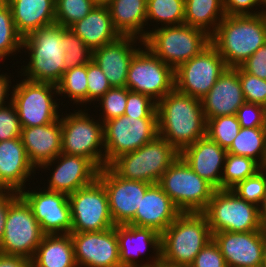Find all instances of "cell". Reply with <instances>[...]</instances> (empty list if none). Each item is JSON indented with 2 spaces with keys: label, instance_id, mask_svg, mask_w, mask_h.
<instances>
[{
  "label": "cell",
  "instance_id": "cell-40",
  "mask_svg": "<svg viewBox=\"0 0 266 267\" xmlns=\"http://www.w3.org/2000/svg\"><path fill=\"white\" fill-rule=\"evenodd\" d=\"M63 41L65 71L92 60L93 51L70 28L63 27Z\"/></svg>",
  "mask_w": 266,
  "mask_h": 267
},
{
  "label": "cell",
  "instance_id": "cell-32",
  "mask_svg": "<svg viewBox=\"0 0 266 267\" xmlns=\"http://www.w3.org/2000/svg\"><path fill=\"white\" fill-rule=\"evenodd\" d=\"M225 16L223 0H185L184 24L202 29L210 36Z\"/></svg>",
  "mask_w": 266,
  "mask_h": 267
},
{
  "label": "cell",
  "instance_id": "cell-35",
  "mask_svg": "<svg viewBox=\"0 0 266 267\" xmlns=\"http://www.w3.org/2000/svg\"><path fill=\"white\" fill-rule=\"evenodd\" d=\"M261 168L262 167L251 158L227 153L221 177V189H232L239 182L254 175Z\"/></svg>",
  "mask_w": 266,
  "mask_h": 267
},
{
  "label": "cell",
  "instance_id": "cell-22",
  "mask_svg": "<svg viewBox=\"0 0 266 267\" xmlns=\"http://www.w3.org/2000/svg\"><path fill=\"white\" fill-rule=\"evenodd\" d=\"M115 230L119 243L120 267L148 265L161 261L160 233L152 228L137 227L130 224L115 225ZM148 247L154 251L155 256L149 257L147 262L137 260L145 253L144 251L148 250ZM137 261L140 263L138 264Z\"/></svg>",
  "mask_w": 266,
  "mask_h": 267
},
{
  "label": "cell",
  "instance_id": "cell-7",
  "mask_svg": "<svg viewBox=\"0 0 266 267\" xmlns=\"http://www.w3.org/2000/svg\"><path fill=\"white\" fill-rule=\"evenodd\" d=\"M60 115L62 129L61 153L90 159L99 169L105 167L103 123L78 109ZM92 116V117H91Z\"/></svg>",
  "mask_w": 266,
  "mask_h": 267
},
{
  "label": "cell",
  "instance_id": "cell-45",
  "mask_svg": "<svg viewBox=\"0 0 266 267\" xmlns=\"http://www.w3.org/2000/svg\"><path fill=\"white\" fill-rule=\"evenodd\" d=\"M124 116L157 118L156 102L147 95L129 91Z\"/></svg>",
  "mask_w": 266,
  "mask_h": 267
},
{
  "label": "cell",
  "instance_id": "cell-3",
  "mask_svg": "<svg viewBox=\"0 0 266 267\" xmlns=\"http://www.w3.org/2000/svg\"><path fill=\"white\" fill-rule=\"evenodd\" d=\"M63 26L53 23L23 37L22 51L28 53V64L19 73L32 82L57 85L65 72ZM26 49V50H25Z\"/></svg>",
  "mask_w": 266,
  "mask_h": 267
},
{
  "label": "cell",
  "instance_id": "cell-34",
  "mask_svg": "<svg viewBox=\"0 0 266 267\" xmlns=\"http://www.w3.org/2000/svg\"><path fill=\"white\" fill-rule=\"evenodd\" d=\"M184 16L185 0H147V27L148 21L161 23L160 27L182 25Z\"/></svg>",
  "mask_w": 266,
  "mask_h": 267
},
{
  "label": "cell",
  "instance_id": "cell-59",
  "mask_svg": "<svg viewBox=\"0 0 266 267\" xmlns=\"http://www.w3.org/2000/svg\"><path fill=\"white\" fill-rule=\"evenodd\" d=\"M264 7L265 8H263L264 9V12L263 13L266 15V0H264Z\"/></svg>",
  "mask_w": 266,
  "mask_h": 267
},
{
  "label": "cell",
  "instance_id": "cell-49",
  "mask_svg": "<svg viewBox=\"0 0 266 267\" xmlns=\"http://www.w3.org/2000/svg\"><path fill=\"white\" fill-rule=\"evenodd\" d=\"M223 7H224L225 14L228 16L258 15L264 12V9H263L264 1L263 0H223ZM257 7L260 9H258Z\"/></svg>",
  "mask_w": 266,
  "mask_h": 267
},
{
  "label": "cell",
  "instance_id": "cell-33",
  "mask_svg": "<svg viewBox=\"0 0 266 267\" xmlns=\"http://www.w3.org/2000/svg\"><path fill=\"white\" fill-rule=\"evenodd\" d=\"M227 153L245 156L266 167V131L264 127L242 128Z\"/></svg>",
  "mask_w": 266,
  "mask_h": 267
},
{
  "label": "cell",
  "instance_id": "cell-17",
  "mask_svg": "<svg viewBox=\"0 0 266 267\" xmlns=\"http://www.w3.org/2000/svg\"><path fill=\"white\" fill-rule=\"evenodd\" d=\"M98 180L106 189L114 224H128L134 218L141 200L151 184L144 181L123 179L109 166L100 169Z\"/></svg>",
  "mask_w": 266,
  "mask_h": 267
},
{
  "label": "cell",
  "instance_id": "cell-36",
  "mask_svg": "<svg viewBox=\"0 0 266 267\" xmlns=\"http://www.w3.org/2000/svg\"><path fill=\"white\" fill-rule=\"evenodd\" d=\"M87 64L75 66L64 72L57 84L58 96L67 95L69 100L80 105H87ZM85 103V104H84Z\"/></svg>",
  "mask_w": 266,
  "mask_h": 267
},
{
  "label": "cell",
  "instance_id": "cell-44",
  "mask_svg": "<svg viewBox=\"0 0 266 267\" xmlns=\"http://www.w3.org/2000/svg\"><path fill=\"white\" fill-rule=\"evenodd\" d=\"M87 104L97 103L111 85L98 64L91 60L87 63Z\"/></svg>",
  "mask_w": 266,
  "mask_h": 267
},
{
  "label": "cell",
  "instance_id": "cell-27",
  "mask_svg": "<svg viewBox=\"0 0 266 267\" xmlns=\"http://www.w3.org/2000/svg\"><path fill=\"white\" fill-rule=\"evenodd\" d=\"M20 138L31 164L39 169L61 153V120L59 118L42 126L24 127Z\"/></svg>",
  "mask_w": 266,
  "mask_h": 267
},
{
  "label": "cell",
  "instance_id": "cell-4",
  "mask_svg": "<svg viewBox=\"0 0 266 267\" xmlns=\"http://www.w3.org/2000/svg\"><path fill=\"white\" fill-rule=\"evenodd\" d=\"M210 240L212 232L203 213H181L161 234V261L167 267H189Z\"/></svg>",
  "mask_w": 266,
  "mask_h": 267
},
{
  "label": "cell",
  "instance_id": "cell-23",
  "mask_svg": "<svg viewBox=\"0 0 266 267\" xmlns=\"http://www.w3.org/2000/svg\"><path fill=\"white\" fill-rule=\"evenodd\" d=\"M245 102L238 67L227 68L201 99L206 120L217 116L236 115Z\"/></svg>",
  "mask_w": 266,
  "mask_h": 267
},
{
  "label": "cell",
  "instance_id": "cell-43",
  "mask_svg": "<svg viewBox=\"0 0 266 267\" xmlns=\"http://www.w3.org/2000/svg\"><path fill=\"white\" fill-rule=\"evenodd\" d=\"M238 75L245 101L266 107V80L246 73L240 67Z\"/></svg>",
  "mask_w": 266,
  "mask_h": 267
},
{
  "label": "cell",
  "instance_id": "cell-46",
  "mask_svg": "<svg viewBox=\"0 0 266 267\" xmlns=\"http://www.w3.org/2000/svg\"><path fill=\"white\" fill-rule=\"evenodd\" d=\"M21 130L16 108L9 101L7 106L0 107V142L20 137Z\"/></svg>",
  "mask_w": 266,
  "mask_h": 267
},
{
  "label": "cell",
  "instance_id": "cell-26",
  "mask_svg": "<svg viewBox=\"0 0 266 267\" xmlns=\"http://www.w3.org/2000/svg\"><path fill=\"white\" fill-rule=\"evenodd\" d=\"M226 154V149L204 136L186 147L180 156L195 173L217 190L221 189V177Z\"/></svg>",
  "mask_w": 266,
  "mask_h": 267
},
{
  "label": "cell",
  "instance_id": "cell-50",
  "mask_svg": "<svg viewBox=\"0 0 266 267\" xmlns=\"http://www.w3.org/2000/svg\"><path fill=\"white\" fill-rule=\"evenodd\" d=\"M239 67L246 73L266 80V43Z\"/></svg>",
  "mask_w": 266,
  "mask_h": 267
},
{
  "label": "cell",
  "instance_id": "cell-12",
  "mask_svg": "<svg viewBox=\"0 0 266 267\" xmlns=\"http://www.w3.org/2000/svg\"><path fill=\"white\" fill-rule=\"evenodd\" d=\"M44 235L31 208L19 195L8 209L0 253L32 260Z\"/></svg>",
  "mask_w": 266,
  "mask_h": 267
},
{
  "label": "cell",
  "instance_id": "cell-58",
  "mask_svg": "<svg viewBox=\"0 0 266 267\" xmlns=\"http://www.w3.org/2000/svg\"><path fill=\"white\" fill-rule=\"evenodd\" d=\"M264 129L266 131V107H265V117H264Z\"/></svg>",
  "mask_w": 266,
  "mask_h": 267
},
{
  "label": "cell",
  "instance_id": "cell-57",
  "mask_svg": "<svg viewBox=\"0 0 266 267\" xmlns=\"http://www.w3.org/2000/svg\"><path fill=\"white\" fill-rule=\"evenodd\" d=\"M97 4H107L111 0H95Z\"/></svg>",
  "mask_w": 266,
  "mask_h": 267
},
{
  "label": "cell",
  "instance_id": "cell-28",
  "mask_svg": "<svg viewBox=\"0 0 266 267\" xmlns=\"http://www.w3.org/2000/svg\"><path fill=\"white\" fill-rule=\"evenodd\" d=\"M70 29L92 51L116 41L121 36L113 26L106 4H96L87 16L74 23Z\"/></svg>",
  "mask_w": 266,
  "mask_h": 267
},
{
  "label": "cell",
  "instance_id": "cell-29",
  "mask_svg": "<svg viewBox=\"0 0 266 267\" xmlns=\"http://www.w3.org/2000/svg\"><path fill=\"white\" fill-rule=\"evenodd\" d=\"M11 8L17 32L25 37L55 23V0H4Z\"/></svg>",
  "mask_w": 266,
  "mask_h": 267
},
{
  "label": "cell",
  "instance_id": "cell-14",
  "mask_svg": "<svg viewBox=\"0 0 266 267\" xmlns=\"http://www.w3.org/2000/svg\"><path fill=\"white\" fill-rule=\"evenodd\" d=\"M68 200L71 232H99L115 227L106 189L98 179L68 195Z\"/></svg>",
  "mask_w": 266,
  "mask_h": 267
},
{
  "label": "cell",
  "instance_id": "cell-55",
  "mask_svg": "<svg viewBox=\"0 0 266 267\" xmlns=\"http://www.w3.org/2000/svg\"><path fill=\"white\" fill-rule=\"evenodd\" d=\"M134 267H167L162 261L156 262L153 264H148V265H138Z\"/></svg>",
  "mask_w": 266,
  "mask_h": 267
},
{
  "label": "cell",
  "instance_id": "cell-42",
  "mask_svg": "<svg viewBox=\"0 0 266 267\" xmlns=\"http://www.w3.org/2000/svg\"><path fill=\"white\" fill-rule=\"evenodd\" d=\"M129 91L127 87H112L97 100L99 106L101 105L102 112L99 115V117L101 116L99 119H101L102 123L124 115Z\"/></svg>",
  "mask_w": 266,
  "mask_h": 267
},
{
  "label": "cell",
  "instance_id": "cell-39",
  "mask_svg": "<svg viewBox=\"0 0 266 267\" xmlns=\"http://www.w3.org/2000/svg\"><path fill=\"white\" fill-rule=\"evenodd\" d=\"M96 4L95 0H55V23L70 28L87 16Z\"/></svg>",
  "mask_w": 266,
  "mask_h": 267
},
{
  "label": "cell",
  "instance_id": "cell-9",
  "mask_svg": "<svg viewBox=\"0 0 266 267\" xmlns=\"http://www.w3.org/2000/svg\"><path fill=\"white\" fill-rule=\"evenodd\" d=\"M212 233L250 232L263 228L259 208L241 199L231 189H217L202 212Z\"/></svg>",
  "mask_w": 266,
  "mask_h": 267
},
{
  "label": "cell",
  "instance_id": "cell-11",
  "mask_svg": "<svg viewBox=\"0 0 266 267\" xmlns=\"http://www.w3.org/2000/svg\"><path fill=\"white\" fill-rule=\"evenodd\" d=\"M126 87L130 91L149 96L157 103L175 89L174 69L144 44L131 59Z\"/></svg>",
  "mask_w": 266,
  "mask_h": 267
},
{
  "label": "cell",
  "instance_id": "cell-16",
  "mask_svg": "<svg viewBox=\"0 0 266 267\" xmlns=\"http://www.w3.org/2000/svg\"><path fill=\"white\" fill-rule=\"evenodd\" d=\"M43 188L40 187V191L23 189L19 195L31 208L45 235L70 234L72 217L68 195Z\"/></svg>",
  "mask_w": 266,
  "mask_h": 267
},
{
  "label": "cell",
  "instance_id": "cell-10",
  "mask_svg": "<svg viewBox=\"0 0 266 267\" xmlns=\"http://www.w3.org/2000/svg\"><path fill=\"white\" fill-rule=\"evenodd\" d=\"M19 81L11 88L10 97L21 128L42 126L60 118L57 85L32 82L24 78Z\"/></svg>",
  "mask_w": 266,
  "mask_h": 267
},
{
  "label": "cell",
  "instance_id": "cell-47",
  "mask_svg": "<svg viewBox=\"0 0 266 267\" xmlns=\"http://www.w3.org/2000/svg\"><path fill=\"white\" fill-rule=\"evenodd\" d=\"M236 116L242 128L264 127L265 107L245 102L238 109Z\"/></svg>",
  "mask_w": 266,
  "mask_h": 267
},
{
  "label": "cell",
  "instance_id": "cell-21",
  "mask_svg": "<svg viewBox=\"0 0 266 267\" xmlns=\"http://www.w3.org/2000/svg\"><path fill=\"white\" fill-rule=\"evenodd\" d=\"M137 43L144 45V40L135 36H120L116 41L93 50L92 60L103 71L111 87H126L129 64L141 47Z\"/></svg>",
  "mask_w": 266,
  "mask_h": 267
},
{
  "label": "cell",
  "instance_id": "cell-2",
  "mask_svg": "<svg viewBox=\"0 0 266 267\" xmlns=\"http://www.w3.org/2000/svg\"><path fill=\"white\" fill-rule=\"evenodd\" d=\"M266 43V15H226L211 35V44L228 68L239 67Z\"/></svg>",
  "mask_w": 266,
  "mask_h": 267
},
{
  "label": "cell",
  "instance_id": "cell-15",
  "mask_svg": "<svg viewBox=\"0 0 266 267\" xmlns=\"http://www.w3.org/2000/svg\"><path fill=\"white\" fill-rule=\"evenodd\" d=\"M227 68L222 56L210 44L174 70L175 89L201 100Z\"/></svg>",
  "mask_w": 266,
  "mask_h": 267
},
{
  "label": "cell",
  "instance_id": "cell-24",
  "mask_svg": "<svg viewBox=\"0 0 266 267\" xmlns=\"http://www.w3.org/2000/svg\"><path fill=\"white\" fill-rule=\"evenodd\" d=\"M181 213L158 183L151 184L128 224L152 228L162 234Z\"/></svg>",
  "mask_w": 266,
  "mask_h": 267
},
{
  "label": "cell",
  "instance_id": "cell-30",
  "mask_svg": "<svg viewBox=\"0 0 266 267\" xmlns=\"http://www.w3.org/2000/svg\"><path fill=\"white\" fill-rule=\"evenodd\" d=\"M106 5L113 26L121 36H135L142 40L147 37V0H111Z\"/></svg>",
  "mask_w": 266,
  "mask_h": 267
},
{
  "label": "cell",
  "instance_id": "cell-25",
  "mask_svg": "<svg viewBox=\"0 0 266 267\" xmlns=\"http://www.w3.org/2000/svg\"><path fill=\"white\" fill-rule=\"evenodd\" d=\"M35 172L20 137L0 142V190L26 189Z\"/></svg>",
  "mask_w": 266,
  "mask_h": 267
},
{
  "label": "cell",
  "instance_id": "cell-31",
  "mask_svg": "<svg viewBox=\"0 0 266 267\" xmlns=\"http://www.w3.org/2000/svg\"><path fill=\"white\" fill-rule=\"evenodd\" d=\"M32 267H77L70 234L44 235Z\"/></svg>",
  "mask_w": 266,
  "mask_h": 267
},
{
  "label": "cell",
  "instance_id": "cell-48",
  "mask_svg": "<svg viewBox=\"0 0 266 267\" xmlns=\"http://www.w3.org/2000/svg\"><path fill=\"white\" fill-rule=\"evenodd\" d=\"M189 267H227V264L218 245L212 239L201 249Z\"/></svg>",
  "mask_w": 266,
  "mask_h": 267
},
{
  "label": "cell",
  "instance_id": "cell-37",
  "mask_svg": "<svg viewBox=\"0 0 266 267\" xmlns=\"http://www.w3.org/2000/svg\"><path fill=\"white\" fill-rule=\"evenodd\" d=\"M22 41L23 37L15 28L11 8L3 1L0 4V61L21 53Z\"/></svg>",
  "mask_w": 266,
  "mask_h": 267
},
{
  "label": "cell",
  "instance_id": "cell-8",
  "mask_svg": "<svg viewBox=\"0 0 266 267\" xmlns=\"http://www.w3.org/2000/svg\"><path fill=\"white\" fill-rule=\"evenodd\" d=\"M158 184L182 213H202L216 190L179 155Z\"/></svg>",
  "mask_w": 266,
  "mask_h": 267
},
{
  "label": "cell",
  "instance_id": "cell-18",
  "mask_svg": "<svg viewBox=\"0 0 266 267\" xmlns=\"http://www.w3.org/2000/svg\"><path fill=\"white\" fill-rule=\"evenodd\" d=\"M77 267H120L115 227L99 232L70 233Z\"/></svg>",
  "mask_w": 266,
  "mask_h": 267
},
{
  "label": "cell",
  "instance_id": "cell-56",
  "mask_svg": "<svg viewBox=\"0 0 266 267\" xmlns=\"http://www.w3.org/2000/svg\"><path fill=\"white\" fill-rule=\"evenodd\" d=\"M263 267H266V228H264V262Z\"/></svg>",
  "mask_w": 266,
  "mask_h": 267
},
{
  "label": "cell",
  "instance_id": "cell-38",
  "mask_svg": "<svg viewBox=\"0 0 266 267\" xmlns=\"http://www.w3.org/2000/svg\"><path fill=\"white\" fill-rule=\"evenodd\" d=\"M240 129L236 115L217 116L206 120V136L226 150L231 146Z\"/></svg>",
  "mask_w": 266,
  "mask_h": 267
},
{
  "label": "cell",
  "instance_id": "cell-1",
  "mask_svg": "<svg viewBox=\"0 0 266 267\" xmlns=\"http://www.w3.org/2000/svg\"><path fill=\"white\" fill-rule=\"evenodd\" d=\"M158 136L181 153L206 136V119L201 100L176 89L156 103Z\"/></svg>",
  "mask_w": 266,
  "mask_h": 267
},
{
  "label": "cell",
  "instance_id": "cell-5",
  "mask_svg": "<svg viewBox=\"0 0 266 267\" xmlns=\"http://www.w3.org/2000/svg\"><path fill=\"white\" fill-rule=\"evenodd\" d=\"M156 26L147 30L144 44L174 70L211 44L206 31L190 25Z\"/></svg>",
  "mask_w": 266,
  "mask_h": 267
},
{
  "label": "cell",
  "instance_id": "cell-13",
  "mask_svg": "<svg viewBox=\"0 0 266 267\" xmlns=\"http://www.w3.org/2000/svg\"><path fill=\"white\" fill-rule=\"evenodd\" d=\"M105 166L158 136L157 118L120 116L103 123Z\"/></svg>",
  "mask_w": 266,
  "mask_h": 267
},
{
  "label": "cell",
  "instance_id": "cell-53",
  "mask_svg": "<svg viewBox=\"0 0 266 267\" xmlns=\"http://www.w3.org/2000/svg\"><path fill=\"white\" fill-rule=\"evenodd\" d=\"M11 75L0 74V107H3L4 105H7L6 102L11 101V97H9L10 94H8L11 87ZM10 83V85H9ZM9 97V99H8ZM8 99V100H7ZM7 100V101H5Z\"/></svg>",
  "mask_w": 266,
  "mask_h": 267
},
{
  "label": "cell",
  "instance_id": "cell-51",
  "mask_svg": "<svg viewBox=\"0 0 266 267\" xmlns=\"http://www.w3.org/2000/svg\"><path fill=\"white\" fill-rule=\"evenodd\" d=\"M19 196L14 190H0V242L4 235V226L10 204Z\"/></svg>",
  "mask_w": 266,
  "mask_h": 267
},
{
  "label": "cell",
  "instance_id": "cell-54",
  "mask_svg": "<svg viewBox=\"0 0 266 267\" xmlns=\"http://www.w3.org/2000/svg\"><path fill=\"white\" fill-rule=\"evenodd\" d=\"M258 208H259V217L261 224L264 228H266V192Z\"/></svg>",
  "mask_w": 266,
  "mask_h": 267
},
{
  "label": "cell",
  "instance_id": "cell-20",
  "mask_svg": "<svg viewBox=\"0 0 266 267\" xmlns=\"http://www.w3.org/2000/svg\"><path fill=\"white\" fill-rule=\"evenodd\" d=\"M227 267H258L264 262V227L258 231L212 233Z\"/></svg>",
  "mask_w": 266,
  "mask_h": 267
},
{
  "label": "cell",
  "instance_id": "cell-52",
  "mask_svg": "<svg viewBox=\"0 0 266 267\" xmlns=\"http://www.w3.org/2000/svg\"><path fill=\"white\" fill-rule=\"evenodd\" d=\"M0 267H32V260L0 253Z\"/></svg>",
  "mask_w": 266,
  "mask_h": 267
},
{
  "label": "cell",
  "instance_id": "cell-6",
  "mask_svg": "<svg viewBox=\"0 0 266 267\" xmlns=\"http://www.w3.org/2000/svg\"><path fill=\"white\" fill-rule=\"evenodd\" d=\"M179 155L165 139L157 136L139 149L120 155L108 166L123 179L156 184Z\"/></svg>",
  "mask_w": 266,
  "mask_h": 267
},
{
  "label": "cell",
  "instance_id": "cell-19",
  "mask_svg": "<svg viewBox=\"0 0 266 267\" xmlns=\"http://www.w3.org/2000/svg\"><path fill=\"white\" fill-rule=\"evenodd\" d=\"M57 163V164H56ZM56 164V165H55ZM55 165L54 167H52ZM53 171L46 185L47 190L70 195L76 190L86 187L98 179L100 169L88 158L60 153L39 170ZM54 168V169H53Z\"/></svg>",
  "mask_w": 266,
  "mask_h": 267
},
{
  "label": "cell",
  "instance_id": "cell-41",
  "mask_svg": "<svg viewBox=\"0 0 266 267\" xmlns=\"http://www.w3.org/2000/svg\"><path fill=\"white\" fill-rule=\"evenodd\" d=\"M231 190L241 199L259 207L266 192V167H262L254 175L239 182Z\"/></svg>",
  "mask_w": 266,
  "mask_h": 267
}]
</instances>
